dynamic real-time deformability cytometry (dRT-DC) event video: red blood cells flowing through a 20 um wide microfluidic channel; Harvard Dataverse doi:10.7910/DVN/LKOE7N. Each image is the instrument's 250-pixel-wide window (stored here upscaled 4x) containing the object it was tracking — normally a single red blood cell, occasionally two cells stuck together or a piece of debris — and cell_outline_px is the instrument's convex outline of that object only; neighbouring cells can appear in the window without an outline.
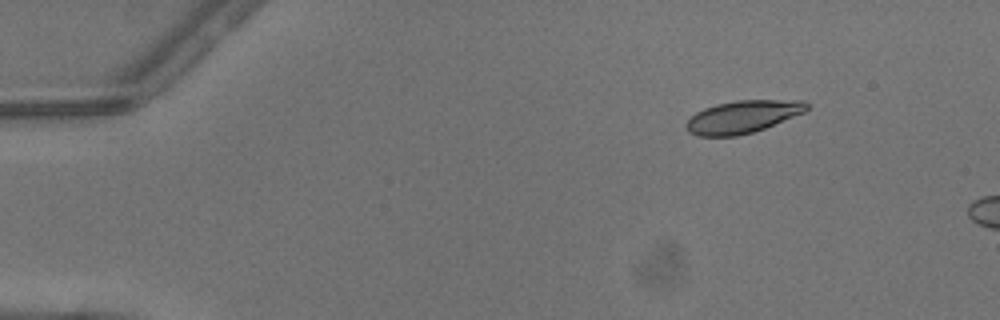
{"species": "common noctule bat (a hibernating species)", "species_latin": "Nyctalus noctula", "temperature_condition": "warm", "stored_images_in_passage": 3, "camera_frame_rate_fps": 3000, "um_per_image_px": 0.085, "animal": {"sex": "male", "body_mass_g": 13.3}, "frame": {"image": 1, "passage_image": 1, "time_ms": 0.0, "image_size_px": [1000, 320], "cell_outline_px": [[808, 108], [804, 112], [764, 128], [752, 132], [736, 136], [700, 136], [688, 132], [684, 124], [696, 112], [704, 108], [716, 104], [736, 100], [804, 100], [808, 104]], "centroid_in_image_um": [63.1, 9.92], "position_along_channel_um": 21.9, "area_um2": 22.72}}